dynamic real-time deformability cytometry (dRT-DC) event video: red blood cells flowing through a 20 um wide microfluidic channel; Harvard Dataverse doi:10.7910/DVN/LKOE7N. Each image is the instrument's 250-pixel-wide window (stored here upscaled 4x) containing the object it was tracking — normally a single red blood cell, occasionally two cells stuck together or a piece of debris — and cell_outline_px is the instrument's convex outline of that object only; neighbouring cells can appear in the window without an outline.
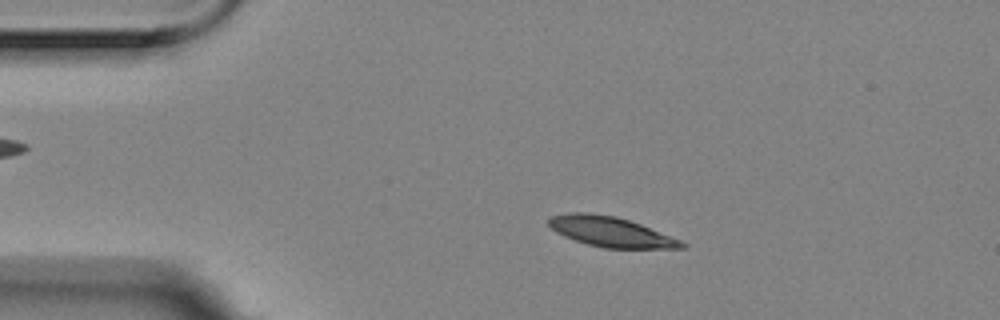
{"species": "Egyptian fruit bat (a non-hibernating species)", "species_latin": "Rousettus aegyptiacus", "temperature_condition": "room temperature", "stored_images_in_passage": 4, "camera_frame_rate_fps": 3000, "um_per_image_px": 0.085, "animal": {"sex": "female"}, "frame": {"image": 1, "passage_image": 2, "time_ms": 0.333, "image_size_px": [1000, 320], "cell_outline_px": [[688, 244], [684, 248], [604, 248], [588, 244], [564, 236], [556, 232], [548, 224], [548, 220], [552, 216], [568, 212], [588, 212], [616, 216], [640, 224], [680, 240]], "centroid_in_image_um": [51.89, 19.69], "position_along_channel_um": 33.1, "area_um2": 23.06}}
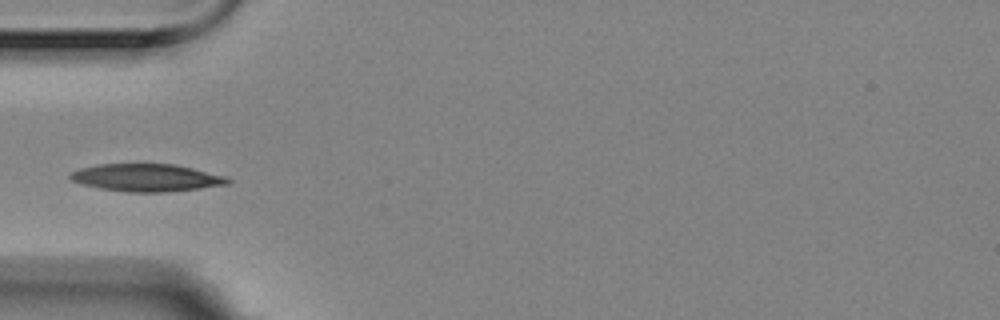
{"frame": {"image": 2, "passage_image": 4, "time_ms": 1.0, "image_size_px": [1000, 320], "cell_outline_px": [[232, 180], [228, 184], [200, 188], [168, 192], [128, 192], [100, 188], [84, 184], [72, 180], [68, 176], [72, 172], [80, 168], [100, 164], [176, 164], [224, 176]], "centroid_in_image_um": [12.46, 15.1], "position_along_channel_um": 72.5, "area_um2": 25.03}}